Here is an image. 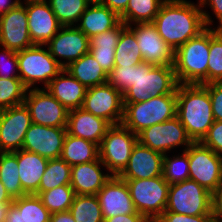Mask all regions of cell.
I'll return each instance as SVG.
<instances>
[{
	"label": "cell",
	"instance_id": "8992f818",
	"mask_svg": "<svg viewBox=\"0 0 222 222\" xmlns=\"http://www.w3.org/2000/svg\"><path fill=\"white\" fill-rule=\"evenodd\" d=\"M45 45H33L17 52L19 77L27 89L37 88L42 83L44 88L64 68L50 54Z\"/></svg>",
	"mask_w": 222,
	"mask_h": 222
},
{
	"label": "cell",
	"instance_id": "91938a15",
	"mask_svg": "<svg viewBox=\"0 0 222 222\" xmlns=\"http://www.w3.org/2000/svg\"><path fill=\"white\" fill-rule=\"evenodd\" d=\"M218 30L222 31V25L220 27L217 28Z\"/></svg>",
	"mask_w": 222,
	"mask_h": 222
},
{
	"label": "cell",
	"instance_id": "2e32d148",
	"mask_svg": "<svg viewBox=\"0 0 222 222\" xmlns=\"http://www.w3.org/2000/svg\"><path fill=\"white\" fill-rule=\"evenodd\" d=\"M45 47H48L50 54L65 68L89 52L90 39L76 26H62Z\"/></svg>",
	"mask_w": 222,
	"mask_h": 222
},
{
	"label": "cell",
	"instance_id": "f546056e",
	"mask_svg": "<svg viewBox=\"0 0 222 222\" xmlns=\"http://www.w3.org/2000/svg\"><path fill=\"white\" fill-rule=\"evenodd\" d=\"M0 181L13 199L27 195L20 182L17 157L12 152H0Z\"/></svg>",
	"mask_w": 222,
	"mask_h": 222
},
{
	"label": "cell",
	"instance_id": "d6a6232c",
	"mask_svg": "<svg viewBox=\"0 0 222 222\" xmlns=\"http://www.w3.org/2000/svg\"><path fill=\"white\" fill-rule=\"evenodd\" d=\"M75 222H104L97 195H76L69 209Z\"/></svg>",
	"mask_w": 222,
	"mask_h": 222
},
{
	"label": "cell",
	"instance_id": "4fadbf2b",
	"mask_svg": "<svg viewBox=\"0 0 222 222\" xmlns=\"http://www.w3.org/2000/svg\"><path fill=\"white\" fill-rule=\"evenodd\" d=\"M82 108L111 125L121 124L124 114L123 94L108 82L87 88Z\"/></svg>",
	"mask_w": 222,
	"mask_h": 222
},
{
	"label": "cell",
	"instance_id": "b9f144b4",
	"mask_svg": "<svg viewBox=\"0 0 222 222\" xmlns=\"http://www.w3.org/2000/svg\"><path fill=\"white\" fill-rule=\"evenodd\" d=\"M0 54V78H20L17 52L2 47Z\"/></svg>",
	"mask_w": 222,
	"mask_h": 222
},
{
	"label": "cell",
	"instance_id": "bcb514c9",
	"mask_svg": "<svg viewBox=\"0 0 222 222\" xmlns=\"http://www.w3.org/2000/svg\"><path fill=\"white\" fill-rule=\"evenodd\" d=\"M155 222H214L212 215L189 216L164 212Z\"/></svg>",
	"mask_w": 222,
	"mask_h": 222
},
{
	"label": "cell",
	"instance_id": "836d02e7",
	"mask_svg": "<svg viewBox=\"0 0 222 222\" xmlns=\"http://www.w3.org/2000/svg\"><path fill=\"white\" fill-rule=\"evenodd\" d=\"M61 26H76L90 3L87 0H46Z\"/></svg>",
	"mask_w": 222,
	"mask_h": 222
},
{
	"label": "cell",
	"instance_id": "277c9868",
	"mask_svg": "<svg viewBox=\"0 0 222 222\" xmlns=\"http://www.w3.org/2000/svg\"><path fill=\"white\" fill-rule=\"evenodd\" d=\"M210 28L189 39L174 53V71L179 84H208Z\"/></svg>",
	"mask_w": 222,
	"mask_h": 222
},
{
	"label": "cell",
	"instance_id": "680465c9",
	"mask_svg": "<svg viewBox=\"0 0 222 222\" xmlns=\"http://www.w3.org/2000/svg\"><path fill=\"white\" fill-rule=\"evenodd\" d=\"M6 217H0V222H5Z\"/></svg>",
	"mask_w": 222,
	"mask_h": 222
},
{
	"label": "cell",
	"instance_id": "f35d334b",
	"mask_svg": "<svg viewBox=\"0 0 222 222\" xmlns=\"http://www.w3.org/2000/svg\"><path fill=\"white\" fill-rule=\"evenodd\" d=\"M26 91L20 78H0V110L24 103Z\"/></svg>",
	"mask_w": 222,
	"mask_h": 222
},
{
	"label": "cell",
	"instance_id": "681fc988",
	"mask_svg": "<svg viewBox=\"0 0 222 222\" xmlns=\"http://www.w3.org/2000/svg\"><path fill=\"white\" fill-rule=\"evenodd\" d=\"M104 222H150L142 214H124L104 219Z\"/></svg>",
	"mask_w": 222,
	"mask_h": 222
},
{
	"label": "cell",
	"instance_id": "cb8c5ba5",
	"mask_svg": "<svg viewBox=\"0 0 222 222\" xmlns=\"http://www.w3.org/2000/svg\"><path fill=\"white\" fill-rule=\"evenodd\" d=\"M45 88L68 110L82 108L87 92L65 68Z\"/></svg>",
	"mask_w": 222,
	"mask_h": 222
},
{
	"label": "cell",
	"instance_id": "5b68a950",
	"mask_svg": "<svg viewBox=\"0 0 222 222\" xmlns=\"http://www.w3.org/2000/svg\"><path fill=\"white\" fill-rule=\"evenodd\" d=\"M177 96L173 94L150 98L139 103H124L121 124L138 134L152 125L171 120L176 116Z\"/></svg>",
	"mask_w": 222,
	"mask_h": 222
},
{
	"label": "cell",
	"instance_id": "60d3db41",
	"mask_svg": "<svg viewBox=\"0 0 222 222\" xmlns=\"http://www.w3.org/2000/svg\"><path fill=\"white\" fill-rule=\"evenodd\" d=\"M133 66H114L108 74V83L116 88L120 93L124 92L131 86L133 76Z\"/></svg>",
	"mask_w": 222,
	"mask_h": 222
},
{
	"label": "cell",
	"instance_id": "4dcf8cb0",
	"mask_svg": "<svg viewBox=\"0 0 222 222\" xmlns=\"http://www.w3.org/2000/svg\"><path fill=\"white\" fill-rule=\"evenodd\" d=\"M143 62L135 34L126 26L114 52V66H133Z\"/></svg>",
	"mask_w": 222,
	"mask_h": 222
},
{
	"label": "cell",
	"instance_id": "603a6c76",
	"mask_svg": "<svg viewBox=\"0 0 222 222\" xmlns=\"http://www.w3.org/2000/svg\"><path fill=\"white\" fill-rule=\"evenodd\" d=\"M112 125L101 117L94 116L83 108L68 111L67 133L100 145Z\"/></svg>",
	"mask_w": 222,
	"mask_h": 222
},
{
	"label": "cell",
	"instance_id": "f907efd6",
	"mask_svg": "<svg viewBox=\"0 0 222 222\" xmlns=\"http://www.w3.org/2000/svg\"><path fill=\"white\" fill-rule=\"evenodd\" d=\"M129 0H102L103 5L116 12L119 16L126 10Z\"/></svg>",
	"mask_w": 222,
	"mask_h": 222
},
{
	"label": "cell",
	"instance_id": "11a10c76",
	"mask_svg": "<svg viewBox=\"0 0 222 222\" xmlns=\"http://www.w3.org/2000/svg\"><path fill=\"white\" fill-rule=\"evenodd\" d=\"M13 200L0 181V204H12Z\"/></svg>",
	"mask_w": 222,
	"mask_h": 222
},
{
	"label": "cell",
	"instance_id": "db71d44e",
	"mask_svg": "<svg viewBox=\"0 0 222 222\" xmlns=\"http://www.w3.org/2000/svg\"><path fill=\"white\" fill-rule=\"evenodd\" d=\"M22 3L21 0H0V16L9 10L16 8Z\"/></svg>",
	"mask_w": 222,
	"mask_h": 222
},
{
	"label": "cell",
	"instance_id": "816d5d0a",
	"mask_svg": "<svg viewBox=\"0 0 222 222\" xmlns=\"http://www.w3.org/2000/svg\"><path fill=\"white\" fill-rule=\"evenodd\" d=\"M5 222H26L23 213H19L18 209L11 204L7 212Z\"/></svg>",
	"mask_w": 222,
	"mask_h": 222
},
{
	"label": "cell",
	"instance_id": "9a60e30c",
	"mask_svg": "<svg viewBox=\"0 0 222 222\" xmlns=\"http://www.w3.org/2000/svg\"><path fill=\"white\" fill-rule=\"evenodd\" d=\"M132 25L127 27L135 34L143 62L156 66L174 65L175 51L162 39L152 22Z\"/></svg>",
	"mask_w": 222,
	"mask_h": 222
},
{
	"label": "cell",
	"instance_id": "d590c367",
	"mask_svg": "<svg viewBox=\"0 0 222 222\" xmlns=\"http://www.w3.org/2000/svg\"><path fill=\"white\" fill-rule=\"evenodd\" d=\"M23 213L26 222H50V212L37 195H25L15 198L12 203Z\"/></svg>",
	"mask_w": 222,
	"mask_h": 222
},
{
	"label": "cell",
	"instance_id": "6f0895ef",
	"mask_svg": "<svg viewBox=\"0 0 222 222\" xmlns=\"http://www.w3.org/2000/svg\"><path fill=\"white\" fill-rule=\"evenodd\" d=\"M90 4L102 3V0H87Z\"/></svg>",
	"mask_w": 222,
	"mask_h": 222
},
{
	"label": "cell",
	"instance_id": "8d00e7d4",
	"mask_svg": "<svg viewBox=\"0 0 222 222\" xmlns=\"http://www.w3.org/2000/svg\"><path fill=\"white\" fill-rule=\"evenodd\" d=\"M74 196L75 193L71 185H61L38 195L50 213L69 210Z\"/></svg>",
	"mask_w": 222,
	"mask_h": 222
},
{
	"label": "cell",
	"instance_id": "7bdbcfd3",
	"mask_svg": "<svg viewBox=\"0 0 222 222\" xmlns=\"http://www.w3.org/2000/svg\"><path fill=\"white\" fill-rule=\"evenodd\" d=\"M201 143L222 158V121H214Z\"/></svg>",
	"mask_w": 222,
	"mask_h": 222
},
{
	"label": "cell",
	"instance_id": "44dd1931",
	"mask_svg": "<svg viewBox=\"0 0 222 222\" xmlns=\"http://www.w3.org/2000/svg\"><path fill=\"white\" fill-rule=\"evenodd\" d=\"M163 157V154L137 142L127 166L118 176L123 180L149 179L162 176Z\"/></svg>",
	"mask_w": 222,
	"mask_h": 222
},
{
	"label": "cell",
	"instance_id": "484cf974",
	"mask_svg": "<svg viewBox=\"0 0 222 222\" xmlns=\"http://www.w3.org/2000/svg\"><path fill=\"white\" fill-rule=\"evenodd\" d=\"M120 22V16L116 12L98 3L90 4L87 7L80 16L76 27L90 39L99 33L111 30Z\"/></svg>",
	"mask_w": 222,
	"mask_h": 222
},
{
	"label": "cell",
	"instance_id": "4316f807",
	"mask_svg": "<svg viewBox=\"0 0 222 222\" xmlns=\"http://www.w3.org/2000/svg\"><path fill=\"white\" fill-rule=\"evenodd\" d=\"M65 69L86 88L108 82V74L90 52L70 63Z\"/></svg>",
	"mask_w": 222,
	"mask_h": 222
},
{
	"label": "cell",
	"instance_id": "e0dca14e",
	"mask_svg": "<svg viewBox=\"0 0 222 222\" xmlns=\"http://www.w3.org/2000/svg\"><path fill=\"white\" fill-rule=\"evenodd\" d=\"M25 2V3H24ZM28 29L33 45H46L62 27L48 2L24 0Z\"/></svg>",
	"mask_w": 222,
	"mask_h": 222
},
{
	"label": "cell",
	"instance_id": "f5cc1de1",
	"mask_svg": "<svg viewBox=\"0 0 222 222\" xmlns=\"http://www.w3.org/2000/svg\"><path fill=\"white\" fill-rule=\"evenodd\" d=\"M50 222H75L72 214L67 211L55 212L50 214Z\"/></svg>",
	"mask_w": 222,
	"mask_h": 222
},
{
	"label": "cell",
	"instance_id": "c3c4849f",
	"mask_svg": "<svg viewBox=\"0 0 222 222\" xmlns=\"http://www.w3.org/2000/svg\"><path fill=\"white\" fill-rule=\"evenodd\" d=\"M211 213L214 222H222V184L212 193Z\"/></svg>",
	"mask_w": 222,
	"mask_h": 222
},
{
	"label": "cell",
	"instance_id": "5bb4252c",
	"mask_svg": "<svg viewBox=\"0 0 222 222\" xmlns=\"http://www.w3.org/2000/svg\"><path fill=\"white\" fill-rule=\"evenodd\" d=\"M32 124L25 103L0 110V152H15L23 147L25 133Z\"/></svg>",
	"mask_w": 222,
	"mask_h": 222
},
{
	"label": "cell",
	"instance_id": "6da1fadb",
	"mask_svg": "<svg viewBox=\"0 0 222 222\" xmlns=\"http://www.w3.org/2000/svg\"><path fill=\"white\" fill-rule=\"evenodd\" d=\"M166 0L153 20L162 39L176 51L206 29L199 2Z\"/></svg>",
	"mask_w": 222,
	"mask_h": 222
},
{
	"label": "cell",
	"instance_id": "3957f363",
	"mask_svg": "<svg viewBox=\"0 0 222 222\" xmlns=\"http://www.w3.org/2000/svg\"><path fill=\"white\" fill-rule=\"evenodd\" d=\"M178 84L173 65L156 66L141 62L134 65L131 86L123 94V103H139L173 94Z\"/></svg>",
	"mask_w": 222,
	"mask_h": 222
},
{
	"label": "cell",
	"instance_id": "30bf717a",
	"mask_svg": "<svg viewBox=\"0 0 222 222\" xmlns=\"http://www.w3.org/2000/svg\"><path fill=\"white\" fill-rule=\"evenodd\" d=\"M189 179L210 193L222 184V158L201 142L188 147Z\"/></svg>",
	"mask_w": 222,
	"mask_h": 222
},
{
	"label": "cell",
	"instance_id": "74e56055",
	"mask_svg": "<svg viewBox=\"0 0 222 222\" xmlns=\"http://www.w3.org/2000/svg\"><path fill=\"white\" fill-rule=\"evenodd\" d=\"M222 82V31L210 27L208 84Z\"/></svg>",
	"mask_w": 222,
	"mask_h": 222
},
{
	"label": "cell",
	"instance_id": "1f68e13d",
	"mask_svg": "<svg viewBox=\"0 0 222 222\" xmlns=\"http://www.w3.org/2000/svg\"><path fill=\"white\" fill-rule=\"evenodd\" d=\"M71 181V166L63 159H49L45 173L43 174L39 189L34 195H39L41 192L54 189L61 185H70Z\"/></svg>",
	"mask_w": 222,
	"mask_h": 222
},
{
	"label": "cell",
	"instance_id": "8fae6325",
	"mask_svg": "<svg viewBox=\"0 0 222 222\" xmlns=\"http://www.w3.org/2000/svg\"><path fill=\"white\" fill-rule=\"evenodd\" d=\"M137 138L140 144L163 155L182 145V151H185L193 143L176 116L171 120L143 129L137 134Z\"/></svg>",
	"mask_w": 222,
	"mask_h": 222
},
{
	"label": "cell",
	"instance_id": "9c48e42d",
	"mask_svg": "<svg viewBox=\"0 0 222 222\" xmlns=\"http://www.w3.org/2000/svg\"><path fill=\"white\" fill-rule=\"evenodd\" d=\"M212 193L187 179L169 187L166 210L189 216L212 215Z\"/></svg>",
	"mask_w": 222,
	"mask_h": 222
},
{
	"label": "cell",
	"instance_id": "7c38bea8",
	"mask_svg": "<svg viewBox=\"0 0 222 222\" xmlns=\"http://www.w3.org/2000/svg\"><path fill=\"white\" fill-rule=\"evenodd\" d=\"M25 105L28 107L32 123L49 127H67L66 109L46 88L27 89Z\"/></svg>",
	"mask_w": 222,
	"mask_h": 222
},
{
	"label": "cell",
	"instance_id": "ba28073f",
	"mask_svg": "<svg viewBox=\"0 0 222 222\" xmlns=\"http://www.w3.org/2000/svg\"><path fill=\"white\" fill-rule=\"evenodd\" d=\"M137 142V134L130 129L122 124L112 125L99 145V159L107 172L118 176L127 166Z\"/></svg>",
	"mask_w": 222,
	"mask_h": 222
},
{
	"label": "cell",
	"instance_id": "7a4b0ae2",
	"mask_svg": "<svg viewBox=\"0 0 222 222\" xmlns=\"http://www.w3.org/2000/svg\"><path fill=\"white\" fill-rule=\"evenodd\" d=\"M176 117L192 142H201L214 123L208 90L201 84H178Z\"/></svg>",
	"mask_w": 222,
	"mask_h": 222
},
{
	"label": "cell",
	"instance_id": "d6986e66",
	"mask_svg": "<svg viewBox=\"0 0 222 222\" xmlns=\"http://www.w3.org/2000/svg\"><path fill=\"white\" fill-rule=\"evenodd\" d=\"M24 4L0 16V47L19 52L33 46Z\"/></svg>",
	"mask_w": 222,
	"mask_h": 222
},
{
	"label": "cell",
	"instance_id": "9f6ffc18",
	"mask_svg": "<svg viewBox=\"0 0 222 222\" xmlns=\"http://www.w3.org/2000/svg\"><path fill=\"white\" fill-rule=\"evenodd\" d=\"M11 204H0V217H6Z\"/></svg>",
	"mask_w": 222,
	"mask_h": 222
},
{
	"label": "cell",
	"instance_id": "ee69618b",
	"mask_svg": "<svg viewBox=\"0 0 222 222\" xmlns=\"http://www.w3.org/2000/svg\"><path fill=\"white\" fill-rule=\"evenodd\" d=\"M209 93L214 121H222V82L203 85Z\"/></svg>",
	"mask_w": 222,
	"mask_h": 222
},
{
	"label": "cell",
	"instance_id": "e575fe53",
	"mask_svg": "<svg viewBox=\"0 0 222 222\" xmlns=\"http://www.w3.org/2000/svg\"><path fill=\"white\" fill-rule=\"evenodd\" d=\"M162 176L170 185L189 179L188 148L172 157L164 155Z\"/></svg>",
	"mask_w": 222,
	"mask_h": 222
},
{
	"label": "cell",
	"instance_id": "83f0119b",
	"mask_svg": "<svg viewBox=\"0 0 222 222\" xmlns=\"http://www.w3.org/2000/svg\"><path fill=\"white\" fill-rule=\"evenodd\" d=\"M60 158L71 167L94 161L99 158V145L67 133Z\"/></svg>",
	"mask_w": 222,
	"mask_h": 222
},
{
	"label": "cell",
	"instance_id": "f1b7e54d",
	"mask_svg": "<svg viewBox=\"0 0 222 222\" xmlns=\"http://www.w3.org/2000/svg\"><path fill=\"white\" fill-rule=\"evenodd\" d=\"M166 0H129L126 10L120 15V20L130 26L136 23L153 22L161 5Z\"/></svg>",
	"mask_w": 222,
	"mask_h": 222
},
{
	"label": "cell",
	"instance_id": "f6af8a7d",
	"mask_svg": "<svg viewBox=\"0 0 222 222\" xmlns=\"http://www.w3.org/2000/svg\"><path fill=\"white\" fill-rule=\"evenodd\" d=\"M198 2L203 12V18L206 28H210V26L211 28L214 27V20H212V17L210 16L209 12L203 9L207 7L206 5L211 8V11L219 22V25L216 26V28L220 27L222 25V0H199Z\"/></svg>",
	"mask_w": 222,
	"mask_h": 222
},
{
	"label": "cell",
	"instance_id": "ffe728a7",
	"mask_svg": "<svg viewBox=\"0 0 222 222\" xmlns=\"http://www.w3.org/2000/svg\"><path fill=\"white\" fill-rule=\"evenodd\" d=\"M104 219L124 214H140L136 211L125 180L112 177L97 193Z\"/></svg>",
	"mask_w": 222,
	"mask_h": 222
},
{
	"label": "cell",
	"instance_id": "ac0fdd59",
	"mask_svg": "<svg viewBox=\"0 0 222 222\" xmlns=\"http://www.w3.org/2000/svg\"><path fill=\"white\" fill-rule=\"evenodd\" d=\"M66 134V127H49L32 123L25 133L22 149L47 159L60 158Z\"/></svg>",
	"mask_w": 222,
	"mask_h": 222
},
{
	"label": "cell",
	"instance_id": "7dc6e473",
	"mask_svg": "<svg viewBox=\"0 0 222 222\" xmlns=\"http://www.w3.org/2000/svg\"><path fill=\"white\" fill-rule=\"evenodd\" d=\"M89 52L98 61L107 74L112 71L114 68L115 49L90 48Z\"/></svg>",
	"mask_w": 222,
	"mask_h": 222
},
{
	"label": "cell",
	"instance_id": "d4e9b609",
	"mask_svg": "<svg viewBox=\"0 0 222 222\" xmlns=\"http://www.w3.org/2000/svg\"><path fill=\"white\" fill-rule=\"evenodd\" d=\"M12 153L17 157L23 191L28 195L35 194L49 159L23 149Z\"/></svg>",
	"mask_w": 222,
	"mask_h": 222
},
{
	"label": "cell",
	"instance_id": "52a82bcc",
	"mask_svg": "<svg viewBox=\"0 0 222 222\" xmlns=\"http://www.w3.org/2000/svg\"><path fill=\"white\" fill-rule=\"evenodd\" d=\"M125 182L136 211L155 222L166 210L170 184L163 176Z\"/></svg>",
	"mask_w": 222,
	"mask_h": 222
},
{
	"label": "cell",
	"instance_id": "7402d4cb",
	"mask_svg": "<svg viewBox=\"0 0 222 222\" xmlns=\"http://www.w3.org/2000/svg\"><path fill=\"white\" fill-rule=\"evenodd\" d=\"M101 167L107 171L106 166L99 158L71 167L70 185L76 195H97L112 177L111 173H104Z\"/></svg>",
	"mask_w": 222,
	"mask_h": 222
},
{
	"label": "cell",
	"instance_id": "ab89813d",
	"mask_svg": "<svg viewBox=\"0 0 222 222\" xmlns=\"http://www.w3.org/2000/svg\"><path fill=\"white\" fill-rule=\"evenodd\" d=\"M126 25L121 21L116 27L111 30L99 33L90 38V48H105L116 49L121 31Z\"/></svg>",
	"mask_w": 222,
	"mask_h": 222
}]
</instances>
